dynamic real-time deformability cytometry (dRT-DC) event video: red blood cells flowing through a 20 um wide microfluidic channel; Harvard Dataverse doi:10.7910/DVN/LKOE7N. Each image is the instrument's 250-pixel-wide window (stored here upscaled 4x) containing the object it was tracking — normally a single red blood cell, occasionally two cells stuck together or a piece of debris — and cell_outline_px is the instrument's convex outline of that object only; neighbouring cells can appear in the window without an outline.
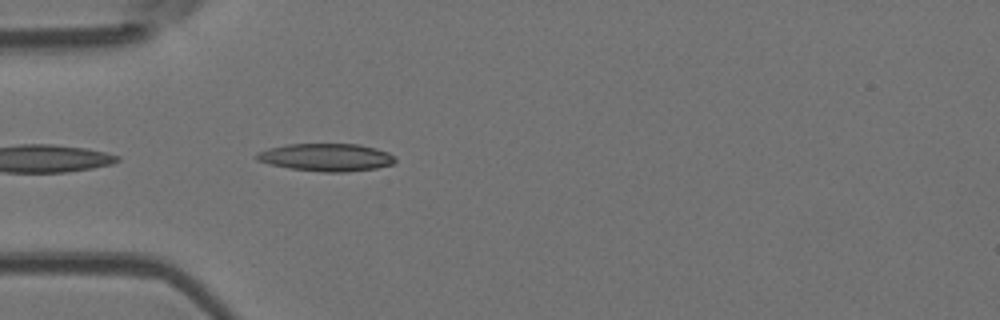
{"species": "Egyptian fruit bat (a non-hibernating species)", "species_latin": "Rousettus aegyptiacus", "temperature_condition": "room temperature", "stored_images_in_passage": 7, "camera_frame_rate_fps": 3000, "um_per_image_px": 0.085, "animal": {"sex": "female"}, "frame": {"image": 1, "passage_image": 2, "time_ms": 0.333, "image_size_px": [1000, 320], "cell_outline_px": [[396, 160], [392, 164], [376, 168], [348, 172], [324, 172], [288, 168], [268, 164], [256, 160], [256, 152], [268, 148], [288, 144], [360, 144], [376, 148], [388, 152]], "centroid_in_image_um": [27.7, 13.37], "position_along_channel_um": 57.3, "area_um2": 22.43}}